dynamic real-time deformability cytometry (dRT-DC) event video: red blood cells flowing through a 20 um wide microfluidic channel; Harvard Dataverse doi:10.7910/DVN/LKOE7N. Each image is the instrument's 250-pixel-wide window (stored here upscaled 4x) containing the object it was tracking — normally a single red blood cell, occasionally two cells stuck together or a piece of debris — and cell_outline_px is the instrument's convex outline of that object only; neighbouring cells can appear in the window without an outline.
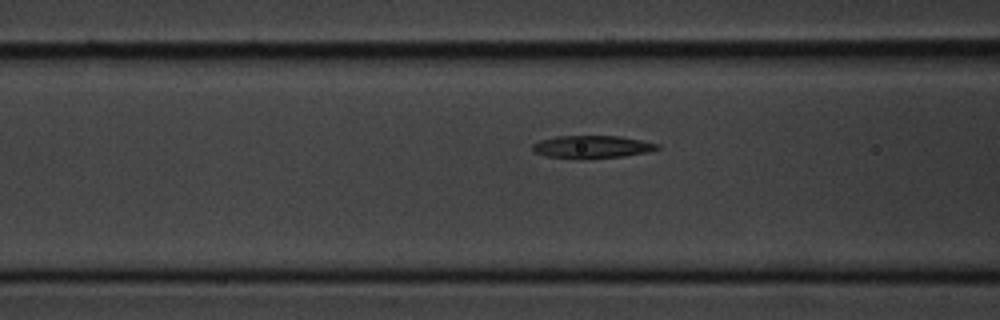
{"species": "common noctule bat (a hibernating species)", "species_latin": "Nyctalus noctula", "temperature_condition": "cold", "stored_images_in_passage": 8, "camera_frame_rate_fps": 3000, "um_per_image_px": 0.085, "animal": {"sex": "male", "body_mass_g": 20.1, "forearm_length_mm": 53.5}, "frame": {"image": 1, "passage_image": 6, "time_ms": 1.667, "image_size_px": [1000, 320], "cell_outline_px": [[660, 148], [648, 152], [624, 156], [580, 160], [544, 156], [532, 152], [532, 144], [540, 140], [556, 136], [620, 136], [660, 144]], "centroid_in_image_um": [50.27, 12.5], "position_along_channel_um": 116.3, "area_um2": 16.88}}